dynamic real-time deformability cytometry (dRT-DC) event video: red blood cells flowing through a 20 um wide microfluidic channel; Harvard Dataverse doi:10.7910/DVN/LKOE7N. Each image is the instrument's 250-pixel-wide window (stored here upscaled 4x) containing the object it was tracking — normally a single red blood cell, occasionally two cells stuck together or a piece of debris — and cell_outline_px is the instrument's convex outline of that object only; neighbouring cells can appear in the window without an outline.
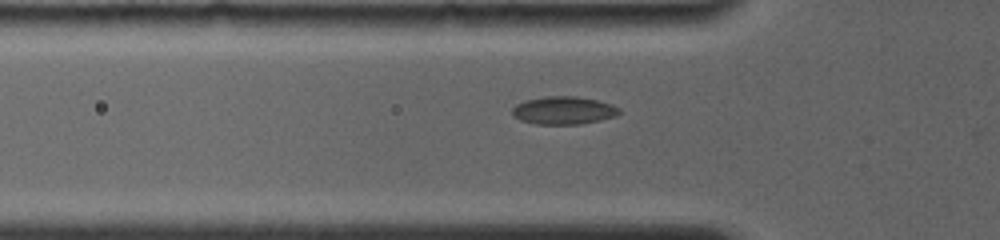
{"species": "common noctule bat (a hibernating species)", "species_latin": "Nyctalus noctula", "temperature_condition": "room temperature", "stored_images_in_passage": 39, "camera_frame_rate_fps": 4000, "um_per_image_px": 0.085, "animal": {"sex": "female", "body_mass_g": 19.0, "forearm_length_mm": 56.7}, "frame": {"image": 1, "passage_image": 5, "time_ms": 1.5, "image_size_px": [1000, 240], "cell_outline_px": [[620, 112], [616, 116], [600, 120], [580, 124], [536, 124], [520, 120], [512, 116], [512, 108], [516, 104], [524, 100], [544, 96], [576, 96], [596, 100], [612, 104], [620, 108]], "centroid_in_image_um": [47.88, 9.38], "position_along_channel_um": 77.9, "area_um2": 17.51}}
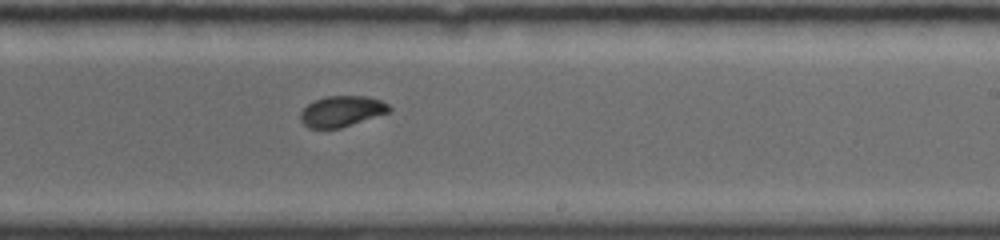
{"frame": {"image": 2, "passage_image": 20, "time_ms": 6.25, "image_size_px": [1000, 240], "cell_outline_px": [[392, 108], [388, 112], [340, 128], [308, 128], [300, 120], [300, 112], [308, 104], [324, 96], [368, 96], [380, 100], [388, 104]], "centroid_in_image_um": [29.02, 9.45], "position_along_channel_um": 260.0, "area_um2": 15.78}}
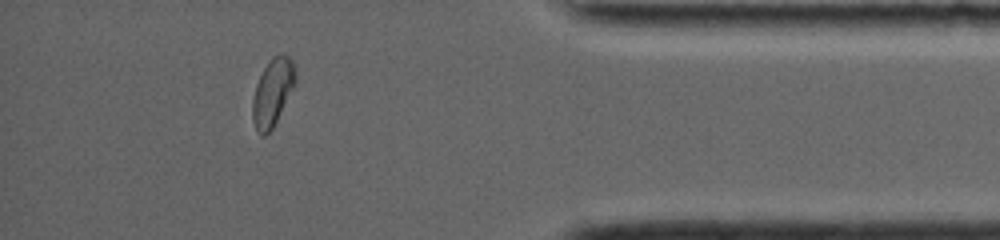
{"frame": {"image": 3, "passage_image": 34, "time_ms": 10.75, "image_size_px": [1000, 240], "cell_outline_px": [[296, 80], [272, 128], [264, 136], [256, 128], [252, 120], [252, 100], [256, 84], [264, 68], [272, 56], [288, 56], [292, 60], [296, 76]], "centroid_in_image_um": [23.14, 7.83], "position_along_channel_um": 412.1, "area_um2": 16.13}, "authors_computed_cell_mechanics": {"area_um2": 16.2996, "velocity_mm_per_s": 3.834, "shape_relaxation_time_tau1_ms": 4.1004, "shape_relaxation_time_tau2_ms": null, "deformation_change_tau1": 0.108, "deformation_change_tau2": null}}